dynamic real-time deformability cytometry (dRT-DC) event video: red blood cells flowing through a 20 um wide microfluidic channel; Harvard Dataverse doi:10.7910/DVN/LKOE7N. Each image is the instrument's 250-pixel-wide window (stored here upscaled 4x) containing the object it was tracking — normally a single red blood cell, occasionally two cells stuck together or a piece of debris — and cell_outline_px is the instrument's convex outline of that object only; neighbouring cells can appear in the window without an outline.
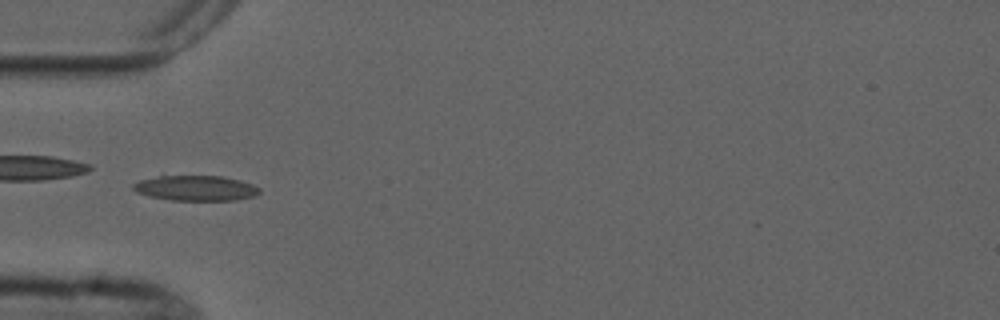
{"species": "common noctule bat (a hibernating species)", "species_latin": "Nyctalus noctula", "temperature_condition": "cold", "stored_images_in_passage": 7, "camera_frame_rate_fps": 3000, "um_per_image_px": 0.085, "animal": {"sex": "male", "forearm_length_mm": 52.5}, "frame": {"image": 1, "passage_image": 3, "time_ms": 2.333, "image_size_px": [1000, 320], "cell_outline_px": [[260, 192], [252, 196], [236, 200], [172, 200], [148, 196], [136, 192], [132, 188], [132, 184], [140, 180], [160, 176], [220, 176], [240, 180], [252, 184], [260, 188]], "centroid_in_image_um": [16.62, 15.99], "position_along_channel_um": 68.4, "area_um2": 18.44}}
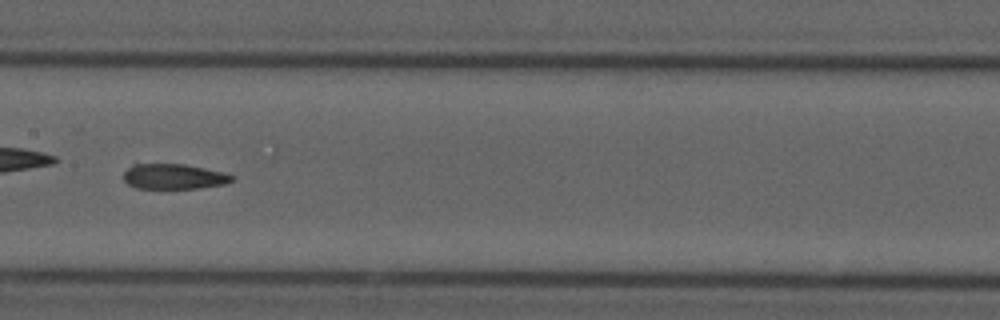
{"frame": {"image": 2, "passage_image": 6, "time_ms": 5.667, "image_size_px": [1000, 320], "cell_outline_px": [[236, 180], [224, 184], [200, 188], [136, 188], [128, 184], [124, 180], [124, 172], [132, 164], [184, 164], [204, 168], [236, 176]], "centroid_in_image_um": [14.79, 15.0], "position_along_channel_um": 192.6, "area_um2": 15.9}}
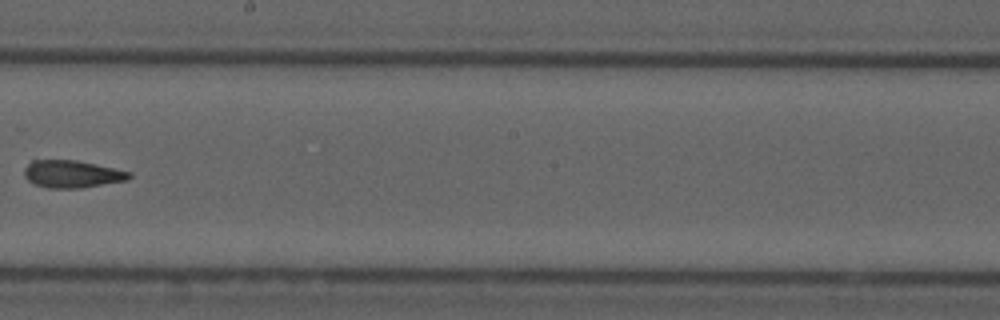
{"frame": {"image": 3, "passage_image": 7, "time_ms": 7.0, "image_size_px": [1000, 320], "cell_outline_px": [[132, 176], [128, 180], [80, 188], [48, 188], [32, 184], [24, 176], [24, 168], [32, 160], [76, 160], [132, 172]], "centroid_in_image_um": [6.11, 14.8], "position_along_channel_um": 242.1, "area_um2": 16.82}}